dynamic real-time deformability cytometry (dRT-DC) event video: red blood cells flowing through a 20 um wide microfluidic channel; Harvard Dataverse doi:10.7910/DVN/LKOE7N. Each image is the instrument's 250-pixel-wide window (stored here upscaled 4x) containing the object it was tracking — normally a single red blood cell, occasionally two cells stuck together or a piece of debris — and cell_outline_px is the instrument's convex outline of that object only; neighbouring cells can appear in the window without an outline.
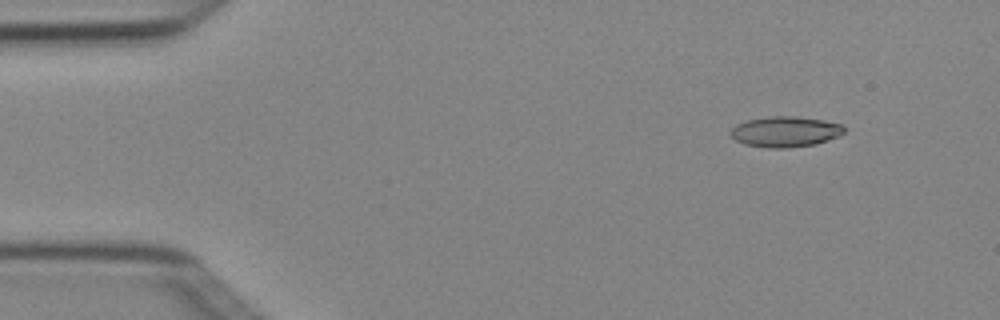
{"species": "Egyptian fruit bat (a non-hibernating species)", "species_latin": "Rousettus aegyptiacus", "temperature_condition": "cold", "stored_images_in_passage": 3, "camera_frame_rate_fps": 3000, "um_per_image_px": 0.085, "animal": {"sex": "female"}, "frame": {"image": 1, "passage_image": 2, "time_ms": 0.333, "image_size_px": [1000, 320], "cell_outline_px": [[844, 132], [840, 136], [816, 144], [788, 148], [768, 148], [744, 144], [736, 140], [728, 132], [736, 124], [748, 120], [768, 116], [796, 116], [824, 120], [844, 124]], "centroid_in_image_um": [66.77, 11.19], "position_along_channel_um": 18.2, "area_um2": 20.46}}